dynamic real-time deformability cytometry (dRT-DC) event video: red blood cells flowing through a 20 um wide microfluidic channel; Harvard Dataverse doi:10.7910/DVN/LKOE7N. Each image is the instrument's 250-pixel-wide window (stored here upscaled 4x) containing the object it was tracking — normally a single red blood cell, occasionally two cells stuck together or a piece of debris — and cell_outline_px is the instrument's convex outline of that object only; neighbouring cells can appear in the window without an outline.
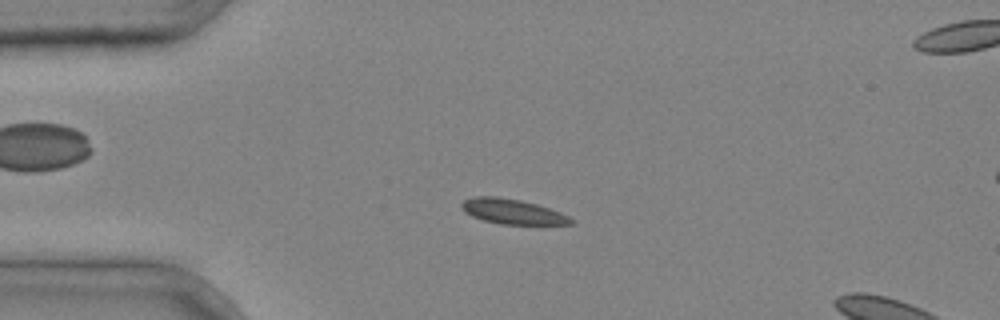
{"species": "common noctule bat (a hibernating species)", "species_latin": "Nyctalus noctula", "temperature_condition": "cold", "stored_images_in_passage": 42, "segment_of_instrument_passage": [1, 2], "camera_frame_rate_fps": 3000, "um_per_image_px": 0.085, "animal": {"sex": "male", "body_mass_g": 20.4}, "frame": {"image": 1, "passage_image": 10, "time_ms": 3.0, "image_size_px": [1000, 320], "cell_outline_px": [[576, 220], [572, 224], [500, 224], [484, 220], [472, 216], [464, 212], [460, 204], [464, 200], [476, 196], [496, 196], [520, 200], [536, 204], [560, 212]], "centroid_in_image_um": [43.55, 17.98], "position_along_channel_um": 41.5, "area_um2": 15.84}}
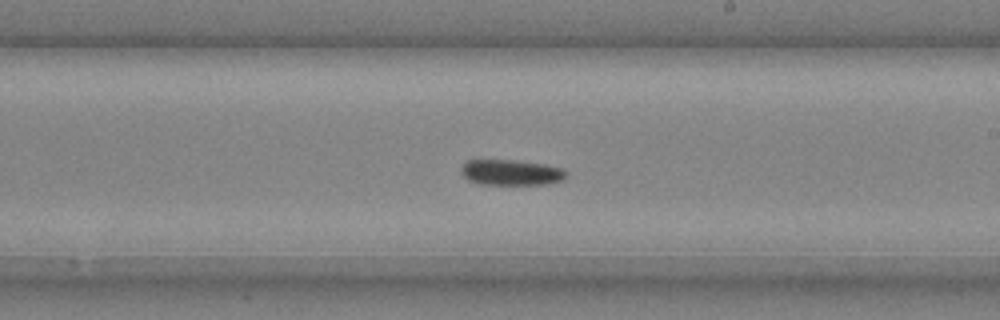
{"frame": {"image": 2, "passage_image": 25, "time_ms": 8.0, "image_size_px": [1000, 320], "cell_outline_px": [[568, 172], [564, 180], [544, 184], [480, 184], [468, 180], [464, 176], [460, 168], [468, 160], [512, 160], [544, 164], [560, 168]], "centroid_in_image_um": [43.45, 14.66], "position_along_channel_um": 245.6, "area_um2": 15.55}}
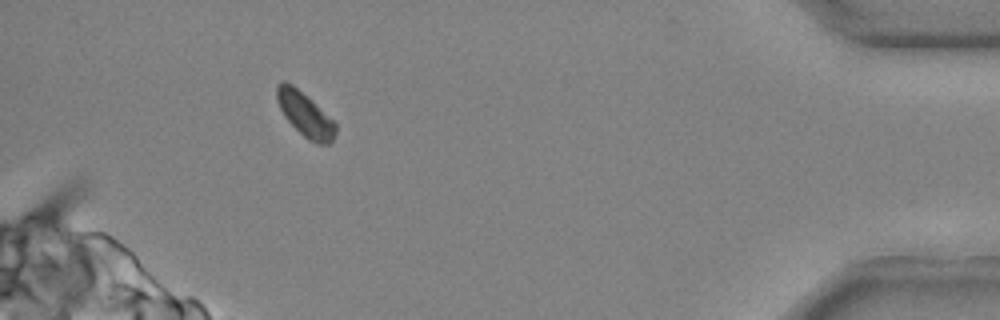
{"frame": {"image": 3, "passage_image": 39, "time_ms": 12.667, "image_size_px": [1000, 320], "cell_outline_px": [[336, 132], [332, 140], [328, 144], [316, 144], [308, 140], [284, 116], [276, 100], [276, 84], [280, 80], [284, 80], [292, 84], [312, 100], [336, 124]], "centroid_in_image_um": [25.9, 9.69], "position_along_channel_um": 409.3, "area_um2": 15.03}}